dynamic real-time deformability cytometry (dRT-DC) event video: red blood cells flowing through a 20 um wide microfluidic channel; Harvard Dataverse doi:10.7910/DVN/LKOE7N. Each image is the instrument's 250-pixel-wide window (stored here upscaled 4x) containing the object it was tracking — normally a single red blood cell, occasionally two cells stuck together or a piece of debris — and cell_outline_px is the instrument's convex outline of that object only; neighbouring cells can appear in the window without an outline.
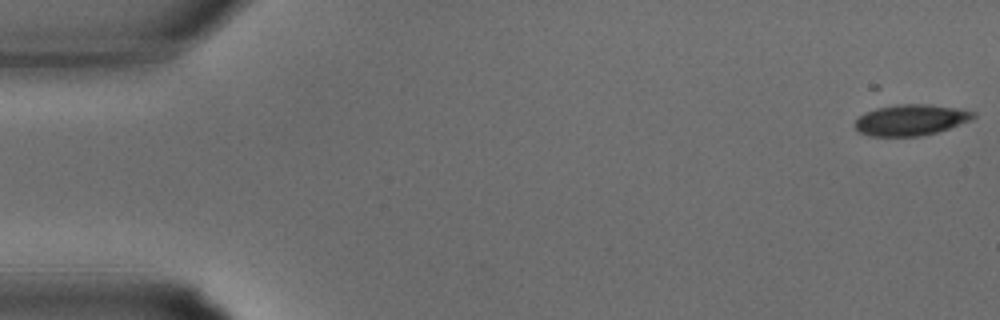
{"species": "common noctule bat (a hibernating species)", "species_latin": "Nyctalus noctula", "temperature_condition": "warm", "stored_images_in_passage": 33, "camera_frame_rate_fps": 3000, "um_per_image_px": 0.085, "animal": {"sex": "male", "body_mass_g": 15.6}, "frame": {"image": 1, "passage_image": 1, "time_ms": 0.0, "image_size_px": [1000, 320], "cell_outline_px": [[976, 116], [968, 120], [948, 128], [936, 132], [920, 136], [872, 136], [860, 132], [856, 128], [856, 120], [864, 112], [876, 108], [896, 104], [928, 104], [956, 108], [976, 112]], "centroid_in_image_um": [77.4, 10.18], "position_along_channel_um": 7.6, "area_um2": 21.1}}
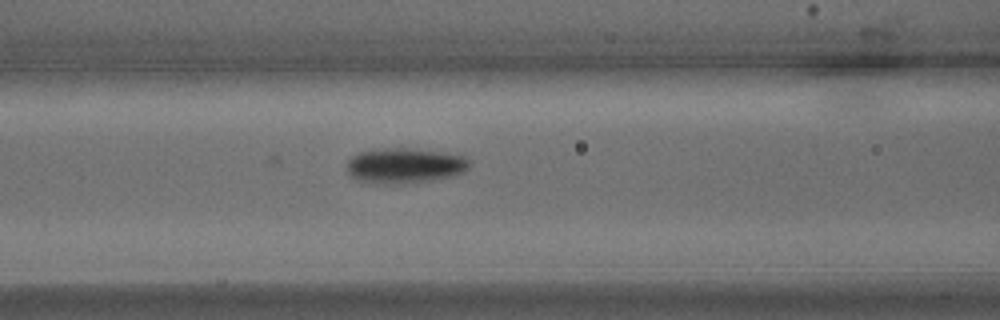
{"frame": {"image": 2, "passage_image": 14, "time_ms": 4.333, "image_size_px": [1000, 320], "cell_outline_px": [[468, 168], [464, 172], [456, 176], [432, 180], [404, 184], [376, 184], [356, 180], [348, 172], [348, 160], [352, 156], [360, 152], [372, 148], [408, 148], [464, 156], [468, 160]], "centroid_in_image_um": [34.37, 14.09], "position_along_channel_um": 132.2, "area_um2": 25.32}}
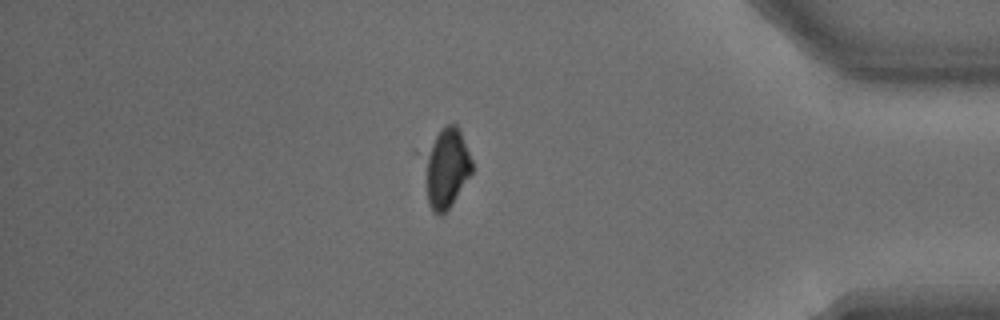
{"frame": {"image": 3, "passage_image": 29, "time_ms": 9.333, "image_size_px": [1000, 320], "cell_outline_px": [[472, 172], [452, 204], [440, 216], [432, 212], [428, 204], [412, 152], [440, 128], [448, 124], [456, 124], [460, 132], [472, 160]], "centroid_in_image_um": [37.67, 14.2], "position_along_channel_um": 397.5, "area_um2": 25.2}}